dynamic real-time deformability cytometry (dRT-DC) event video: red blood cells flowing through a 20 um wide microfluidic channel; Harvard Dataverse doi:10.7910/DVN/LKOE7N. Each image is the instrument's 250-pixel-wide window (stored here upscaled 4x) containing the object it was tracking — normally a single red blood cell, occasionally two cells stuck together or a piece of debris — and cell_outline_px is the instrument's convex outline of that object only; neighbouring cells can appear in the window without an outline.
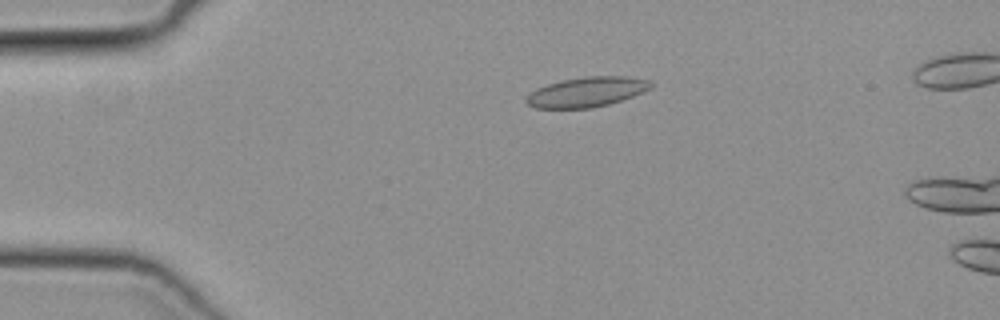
{"species": "common noctule bat (a hibernating species)", "species_latin": "Nyctalus noctula", "temperature_condition": "cold", "stored_images_in_passage": 5, "camera_frame_rate_fps": 3000, "um_per_image_px": 0.085, "animal": {"sex": "female", "body_mass_g": 19.3, "forearm_length_mm": 54.1}, "frame": {"image": 1, "passage_image": 1, "time_ms": 0.0, "image_size_px": [1000, 320], "cell_outline_px": [[652, 88], [644, 92], [608, 104], [592, 108], [536, 108], [528, 104], [524, 100], [536, 88], [548, 84], [564, 80], [584, 76], [628, 76], [652, 80]], "centroid_in_image_um": [49.92, 7.81], "position_along_channel_um": 35.1, "area_um2": 21.68}}